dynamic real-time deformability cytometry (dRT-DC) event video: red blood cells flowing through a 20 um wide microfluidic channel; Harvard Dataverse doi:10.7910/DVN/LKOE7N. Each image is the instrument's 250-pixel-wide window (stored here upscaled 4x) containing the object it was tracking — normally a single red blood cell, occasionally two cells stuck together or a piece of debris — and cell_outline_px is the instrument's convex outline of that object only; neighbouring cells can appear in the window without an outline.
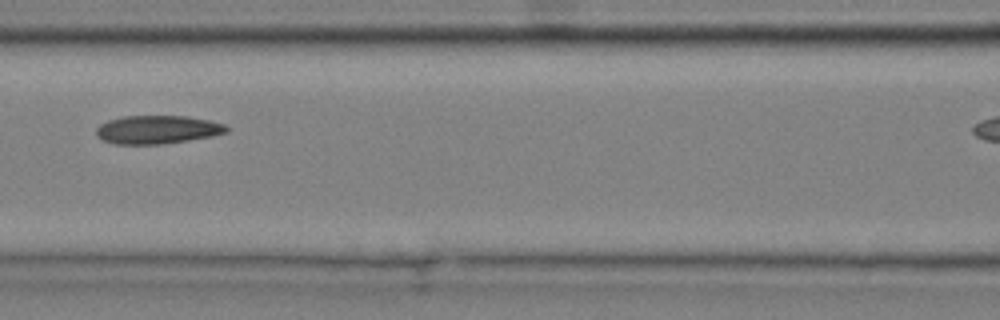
{"species": "common noctule bat (a hibernating species)", "species_latin": "Nyctalus noctula", "temperature_condition": "cold", "stored_images_in_passage": 7, "camera_frame_rate_fps": 3000, "um_per_image_px": 0.085, "animal": {"sex": "male", "body_mass_g": 20.4}, "frame": {"image": 1, "passage_image": 5, "time_ms": 1.333, "image_size_px": [1000, 320], "cell_outline_px": [[228, 132], [212, 136], [164, 144], [112, 144], [96, 136], [96, 128], [100, 124], [108, 120], [124, 116], [188, 116], [208, 120], [224, 124], [228, 128]], "centroid_in_image_um": [13.36, 11.02], "position_along_channel_um": 153.2, "area_um2": 21.56}}
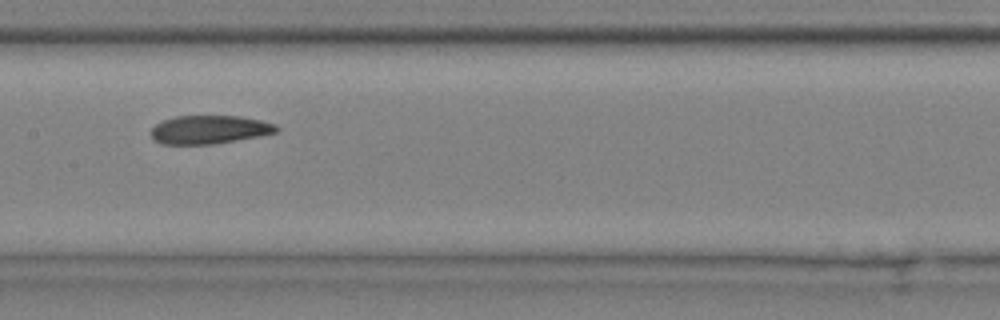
{"frame": {"image": 2, "passage_image": 6, "time_ms": 1.667, "image_size_px": [1000, 320], "cell_outline_px": [[280, 128], [276, 132], [260, 136], [212, 144], [160, 144], [152, 140], [152, 128], [156, 124], [164, 120], [176, 116], [236, 116], [260, 120], [276, 124]], "centroid_in_image_um": [17.79, 11.02], "position_along_channel_um": 189.6, "area_um2": 20.69}}